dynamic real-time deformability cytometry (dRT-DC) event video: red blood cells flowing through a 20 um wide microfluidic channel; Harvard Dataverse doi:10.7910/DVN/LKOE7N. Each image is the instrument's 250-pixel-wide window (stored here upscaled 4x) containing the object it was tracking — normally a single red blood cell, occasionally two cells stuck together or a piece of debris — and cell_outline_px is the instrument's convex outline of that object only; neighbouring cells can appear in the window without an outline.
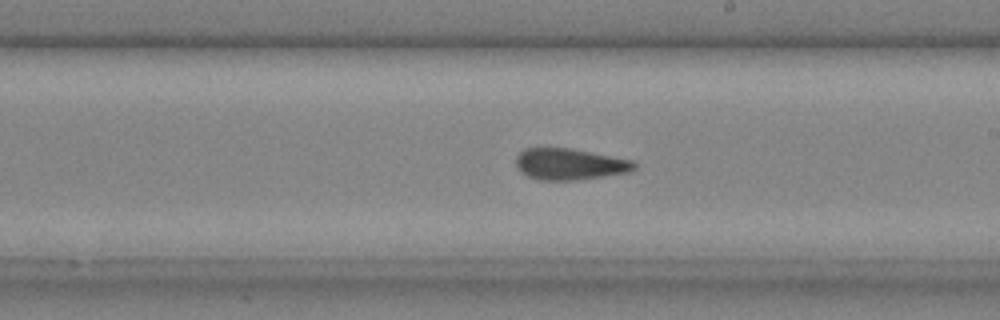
{"species": "common noctule bat (a hibernating species)", "species_latin": "Nyctalus noctula", "temperature_condition": "cold", "stored_images_in_passage": 25, "camera_frame_rate_fps": 3000, "um_per_image_px": 0.085, "animal": {"sex": "male", "body_mass_g": 20.4}, "frame": {"image": 1, "passage_image": 11, "time_ms": 3.333, "image_size_px": [1000, 320], "cell_outline_px": [[636, 168], [628, 172], [604, 176], [572, 180], [540, 180], [528, 176], [520, 172], [516, 164], [516, 156], [524, 148], [568, 148], [632, 160], [636, 164]], "centroid_in_image_um": [48.39, 13.95], "position_along_channel_um": 240.6, "area_um2": 21.39}}
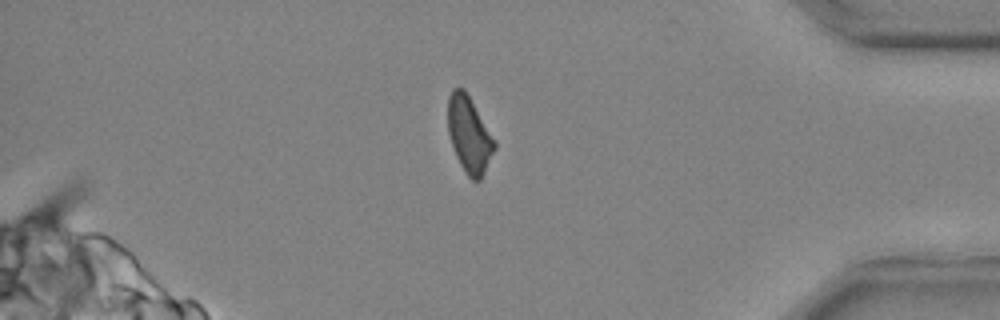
{"frame": {"image": 2, "passage_image": 22, "time_ms": 7.0, "image_size_px": [1000, 320], "cell_outline_px": [[496, 148], [480, 180], [472, 180], [464, 172], [456, 156], [448, 132], [448, 96], [452, 88], [464, 88], [496, 140]], "centroid_in_image_um": [39.89, 11.43], "position_along_channel_um": 395.3, "area_um2": 20.69}}